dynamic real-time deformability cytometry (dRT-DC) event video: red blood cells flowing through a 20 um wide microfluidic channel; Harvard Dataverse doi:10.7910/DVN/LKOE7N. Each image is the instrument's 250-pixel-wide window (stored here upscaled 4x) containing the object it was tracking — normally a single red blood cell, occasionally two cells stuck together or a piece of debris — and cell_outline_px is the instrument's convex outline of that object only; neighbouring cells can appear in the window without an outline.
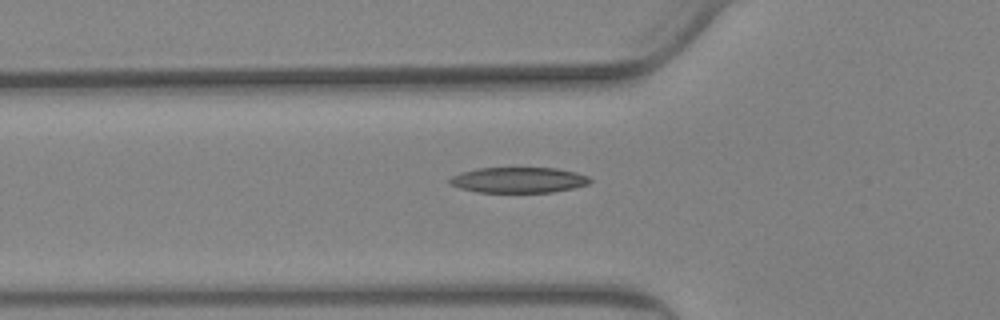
{"species": "Egyptian fruit bat (a non-hibernating species)", "species_latin": "Rousettus aegyptiacus", "temperature_condition": "warm", "stored_images_in_passage": 58, "camera_frame_rate_fps": 3000, "um_per_image_px": 0.085, "animal": {"sex": "female"}, "frame": {"image": 1, "passage_image": 21, "time_ms": 6.667, "image_size_px": [1000, 320], "cell_outline_px": [[592, 180], [588, 184], [572, 188], [552, 192], [476, 192], [460, 188], [448, 184], [448, 180], [452, 176], [460, 172], [476, 168], [556, 168], [576, 172], [588, 176]], "centroid_in_image_um": [44.04, 15.3], "position_along_channel_um": 81.8, "area_um2": 20.98}}
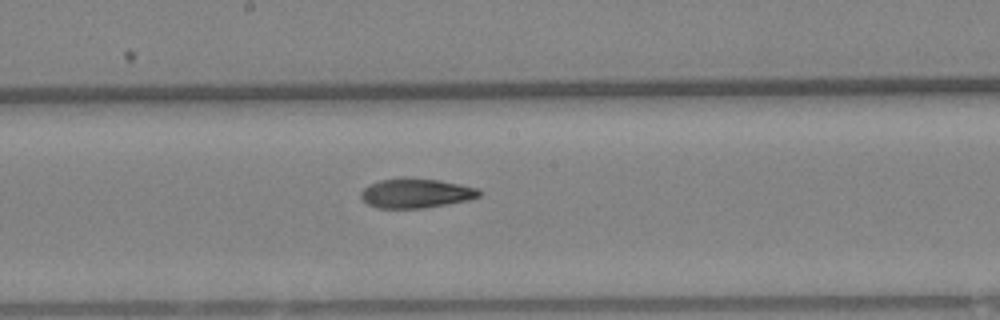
{"frame": {"image": 2, "passage_image": 32, "time_ms": 10.333, "image_size_px": [1000, 320], "cell_outline_px": [[480, 196], [468, 200], [424, 208], [376, 208], [368, 204], [360, 196], [360, 192], [368, 184], [380, 180], [404, 176], [436, 180], [460, 184], [476, 188], [480, 192]], "centroid_in_image_um": [35.3, 16.41], "position_along_channel_um": 212.9, "area_um2": 20.4}}
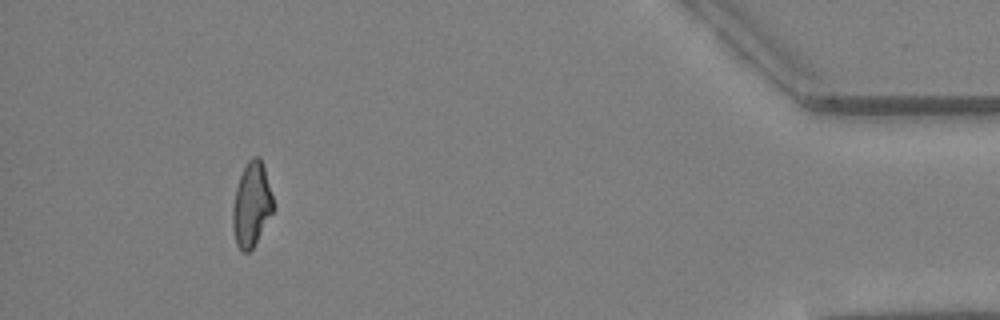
{"frame": {"image": 3, "passage_image": 54, "time_ms": 17.667, "image_size_px": [1000, 320], "cell_outline_px": [[276, 208], [252, 248], [248, 252], [240, 252], [236, 244], [232, 228], [232, 208], [236, 188], [240, 176], [248, 160], [252, 156], [260, 156], [276, 204]], "centroid_in_image_um": [21.4, 17.4], "position_along_channel_um": 413.8, "area_um2": 20.23}, "authors_computed_cell_mechanics": {"area_um2": 20.6346, "velocity_mm_per_s": 3.5791, "shape_relaxation_time_tau1_ms": 10.1025, "shape_relaxation_time_tau2_ms": 3.9836, "deformation_change_tau1": 0.2539, "deformation_change_tau2": 0.1217}}